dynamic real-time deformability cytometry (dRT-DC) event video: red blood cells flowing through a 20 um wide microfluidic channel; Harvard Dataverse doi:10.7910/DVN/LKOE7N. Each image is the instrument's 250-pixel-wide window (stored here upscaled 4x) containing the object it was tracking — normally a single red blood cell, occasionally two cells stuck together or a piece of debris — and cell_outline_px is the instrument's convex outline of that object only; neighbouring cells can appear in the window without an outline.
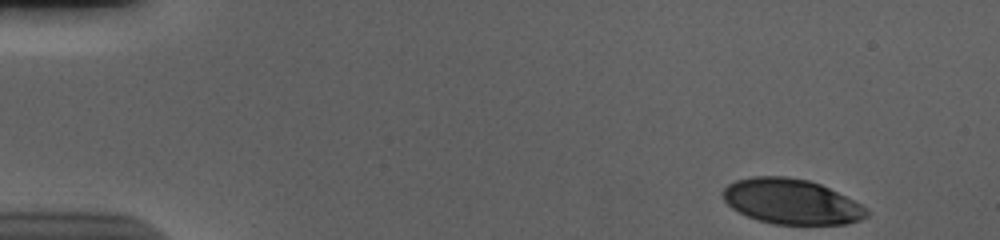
{"species": "human", "species_latin": "Homo sapiens", "temperature_condition": "cold", "stored_images_in_passage": 52, "camera_frame_rate_fps": 3000, "um_per_image_px": 0.085, "donor": {"sex": "male"}, "frame": {"image": 1, "passage_image": 1, "time_ms": 0.0, "image_size_px": [1000, 240], "cell_outline_px": [[868, 216], [860, 220], [844, 224], [772, 224], [756, 220], [732, 208], [724, 200], [720, 192], [728, 184], [736, 180], [752, 176], [784, 176], [808, 180], [820, 184], [860, 204], [868, 212]], "centroid_in_image_um": [67.21, 17.13], "position_along_channel_um": 17.8, "area_um2": 37.63}}
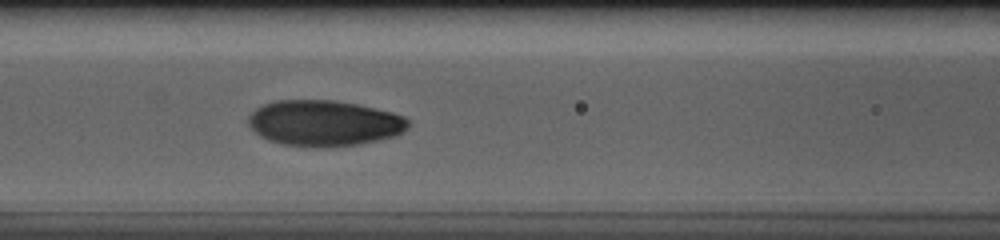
{"frame": {"image": 2, "passage_image": 21, "time_ms": 6.667, "image_size_px": [1000, 240], "cell_outline_px": [[412, 124], [404, 132], [392, 136], [376, 140], [356, 144], [324, 148], [316, 148], [280, 144], [268, 140], [260, 136], [248, 124], [248, 116], [256, 108], [264, 104], [276, 100], [332, 100], [356, 104], [392, 112], [404, 116]], "centroid_in_image_um": [27.54, 10.47], "position_along_channel_um": 139.1, "area_um2": 42.83}}
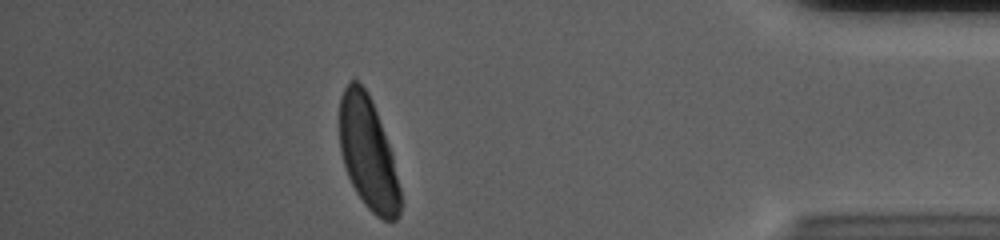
{"frame": {"image": 3, "passage_image": 46, "time_ms": 15.0, "image_size_px": [1000, 240], "cell_outline_px": [[400, 212], [396, 220], [384, 220], [376, 216], [364, 204], [356, 192], [348, 176], [340, 152], [340, 96], [344, 88], [352, 76], [368, 92], [372, 100], [392, 152], [400, 188]], "centroid_in_image_um": [31.28, 13.01], "position_along_channel_um": 403.9, "area_um2": 39.77}, "authors_computed_cell_mechanics": {"area_um2": 41.327, "velocity_mm_per_s": 3.6654, "shape_relaxation_time_tau1_ms": 3.2364, "shape_relaxation_time_tau2_ms": null, "deformation_change_tau1": 0.1786, "deformation_change_tau2": null}}